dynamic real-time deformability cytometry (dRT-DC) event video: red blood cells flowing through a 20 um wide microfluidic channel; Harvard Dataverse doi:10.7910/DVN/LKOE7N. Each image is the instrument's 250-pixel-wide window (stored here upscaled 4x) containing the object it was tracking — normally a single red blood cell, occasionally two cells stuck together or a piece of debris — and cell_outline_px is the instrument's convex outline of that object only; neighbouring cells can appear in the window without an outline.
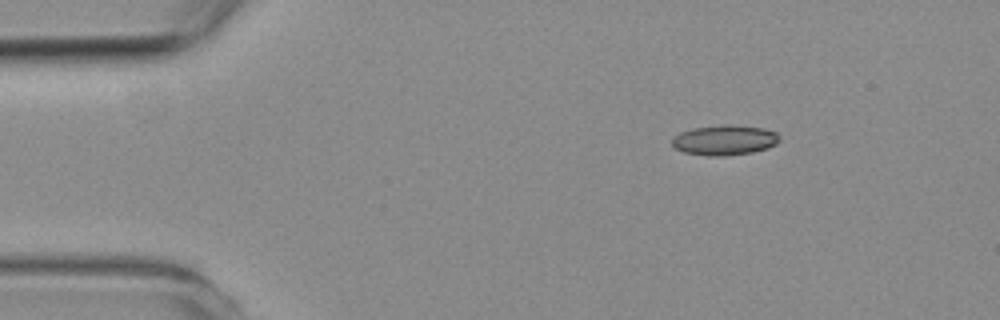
{"species": "common noctule bat (a hibernating species)", "species_latin": "Nyctalus noctula", "temperature_condition": "room temperature", "stored_images_in_passage": 3, "camera_frame_rate_fps": 3000, "um_per_image_px": 0.085, "animal": {"sex": "female", "body_mass_g": 19.3, "forearm_length_mm": 54.1}, "frame": {"image": 1, "passage_image": 1, "time_ms": 0.0, "image_size_px": [1000, 320], "cell_outline_px": [[780, 140], [776, 144], [768, 148], [752, 152], [724, 156], [708, 156], [684, 152], [676, 148], [672, 144], [672, 136], [680, 132], [692, 128], [724, 124], [732, 124], [764, 128], [776, 132], [780, 136]], "centroid_in_image_um": [61.6, 11.9], "position_along_channel_um": 23.4, "area_um2": 19.07}}